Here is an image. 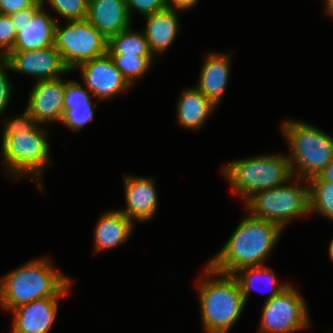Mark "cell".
Segmentation results:
<instances>
[{
	"label": "cell",
	"instance_id": "21",
	"mask_svg": "<svg viewBox=\"0 0 333 333\" xmlns=\"http://www.w3.org/2000/svg\"><path fill=\"white\" fill-rule=\"evenodd\" d=\"M232 275L239 284L245 303L247 302L248 295L250 294L249 291L254 289L257 280H262L265 285H270L271 294L267 297L266 301L277 296L289 285L288 283L277 284V280L275 279L272 269H268L265 265L240 268Z\"/></svg>",
	"mask_w": 333,
	"mask_h": 333
},
{
	"label": "cell",
	"instance_id": "23",
	"mask_svg": "<svg viewBox=\"0 0 333 333\" xmlns=\"http://www.w3.org/2000/svg\"><path fill=\"white\" fill-rule=\"evenodd\" d=\"M310 213L317 212L333 221V183L318 175L308 179Z\"/></svg>",
	"mask_w": 333,
	"mask_h": 333
},
{
	"label": "cell",
	"instance_id": "12",
	"mask_svg": "<svg viewBox=\"0 0 333 333\" xmlns=\"http://www.w3.org/2000/svg\"><path fill=\"white\" fill-rule=\"evenodd\" d=\"M77 68L82 73L85 87L100 100L111 99L131 87L108 54L85 61Z\"/></svg>",
	"mask_w": 333,
	"mask_h": 333
},
{
	"label": "cell",
	"instance_id": "29",
	"mask_svg": "<svg viewBox=\"0 0 333 333\" xmlns=\"http://www.w3.org/2000/svg\"><path fill=\"white\" fill-rule=\"evenodd\" d=\"M38 123L35 121L34 117L30 114L28 109L23 112L21 117L10 119L6 122L5 130L3 132V137H12L16 133L20 132H29L31 131Z\"/></svg>",
	"mask_w": 333,
	"mask_h": 333
},
{
	"label": "cell",
	"instance_id": "20",
	"mask_svg": "<svg viewBox=\"0 0 333 333\" xmlns=\"http://www.w3.org/2000/svg\"><path fill=\"white\" fill-rule=\"evenodd\" d=\"M216 105L207 99L196 87L188 88L177 101L176 115L181 126L199 129L207 120Z\"/></svg>",
	"mask_w": 333,
	"mask_h": 333
},
{
	"label": "cell",
	"instance_id": "36",
	"mask_svg": "<svg viewBox=\"0 0 333 333\" xmlns=\"http://www.w3.org/2000/svg\"><path fill=\"white\" fill-rule=\"evenodd\" d=\"M329 255H330L331 260L333 261V239L330 242Z\"/></svg>",
	"mask_w": 333,
	"mask_h": 333
},
{
	"label": "cell",
	"instance_id": "9",
	"mask_svg": "<svg viewBox=\"0 0 333 333\" xmlns=\"http://www.w3.org/2000/svg\"><path fill=\"white\" fill-rule=\"evenodd\" d=\"M261 314V333H292L309 324L304 298L291 284L265 301Z\"/></svg>",
	"mask_w": 333,
	"mask_h": 333
},
{
	"label": "cell",
	"instance_id": "16",
	"mask_svg": "<svg viewBox=\"0 0 333 333\" xmlns=\"http://www.w3.org/2000/svg\"><path fill=\"white\" fill-rule=\"evenodd\" d=\"M86 19L107 39L131 27L126 0H89Z\"/></svg>",
	"mask_w": 333,
	"mask_h": 333
},
{
	"label": "cell",
	"instance_id": "1",
	"mask_svg": "<svg viewBox=\"0 0 333 333\" xmlns=\"http://www.w3.org/2000/svg\"><path fill=\"white\" fill-rule=\"evenodd\" d=\"M281 232L277 224L248 214L207 264L224 274H233L248 266L264 265L265 258L276 245Z\"/></svg>",
	"mask_w": 333,
	"mask_h": 333
},
{
	"label": "cell",
	"instance_id": "15",
	"mask_svg": "<svg viewBox=\"0 0 333 333\" xmlns=\"http://www.w3.org/2000/svg\"><path fill=\"white\" fill-rule=\"evenodd\" d=\"M125 199L126 209L120 210L127 218L148 221L157 210V192L154 180L145 177L126 176Z\"/></svg>",
	"mask_w": 333,
	"mask_h": 333
},
{
	"label": "cell",
	"instance_id": "11",
	"mask_svg": "<svg viewBox=\"0 0 333 333\" xmlns=\"http://www.w3.org/2000/svg\"><path fill=\"white\" fill-rule=\"evenodd\" d=\"M3 60L10 71L30 74L38 78L37 81L57 79L61 74L71 72L54 45L39 50L10 52Z\"/></svg>",
	"mask_w": 333,
	"mask_h": 333
},
{
	"label": "cell",
	"instance_id": "27",
	"mask_svg": "<svg viewBox=\"0 0 333 333\" xmlns=\"http://www.w3.org/2000/svg\"><path fill=\"white\" fill-rule=\"evenodd\" d=\"M87 90L83 89V87L78 84L77 81H68L65 82V89H64V100H63V107L64 111L67 109H72L73 106H80L85 104H94L92 103V99L90 98Z\"/></svg>",
	"mask_w": 333,
	"mask_h": 333
},
{
	"label": "cell",
	"instance_id": "19",
	"mask_svg": "<svg viewBox=\"0 0 333 333\" xmlns=\"http://www.w3.org/2000/svg\"><path fill=\"white\" fill-rule=\"evenodd\" d=\"M133 223L120 210L105 212L95 226V251L108 250L124 243L132 233Z\"/></svg>",
	"mask_w": 333,
	"mask_h": 333
},
{
	"label": "cell",
	"instance_id": "35",
	"mask_svg": "<svg viewBox=\"0 0 333 333\" xmlns=\"http://www.w3.org/2000/svg\"><path fill=\"white\" fill-rule=\"evenodd\" d=\"M327 13L333 17V0H324Z\"/></svg>",
	"mask_w": 333,
	"mask_h": 333
},
{
	"label": "cell",
	"instance_id": "32",
	"mask_svg": "<svg viewBox=\"0 0 333 333\" xmlns=\"http://www.w3.org/2000/svg\"><path fill=\"white\" fill-rule=\"evenodd\" d=\"M37 4H43L42 0H0V14L12 15Z\"/></svg>",
	"mask_w": 333,
	"mask_h": 333
},
{
	"label": "cell",
	"instance_id": "14",
	"mask_svg": "<svg viewBox=\"0 0 333 333\" xmlns=\"http://www.w3.org/2000/svg\"><path fill=\"white\" fill-rule=\"evenodd\" d=\"M62 297L34 300L12 310V333H48L57 315L58 300Z\"/></svg>",
	"mask_w": 333,
	"mask_h": 333
},
{
	"label": "cell",
	"instance_id": "17",
	"mask_svg": "<svg viewBox=\"0 0 333 333\" xmlns=\"http://www.w3.org/2000/svg\"><path fill=\"white\" fill-rule=\"evenodd\" d=\"M206 56L196 88L217 106L229 80L230 55L209 53Z\"/></svg>",
	"mask_w": 333,
	"mask_h": 333
},
{
	"label": "cell",
	"instance_id": "13",
	"mask_svg": "<svg viewBox=\"0 0 333 333\" xmlns=\"http://www.w3.org/2000/svg\"><path fill=\"white\" fill-rule=\"evenodd\" d=\"M65 81L62 78L41 80L30 92L27 109L38 124L60 120L64 114Z\"/></svg>",
	"mask_w": 333,
	"mask_h": 333
},
{
	"label": "cell",
	"instance_id": "10",
	"mask_svg": "<svg viewBox=\"0 0 333 333\" xmlns=\"http://www.w3.org/2000/svg\"><path fill=\"white\" fill-rule=\"evenodd\" d=\"M43 6L37 4L10 15L17 32L11 52L39 50L54 45L57 21Z\"/></svg>",
	"mask_w": 333,
	"mask_h": 333
},
{
	"label": "cell",
	"instance_id": "4",
	"mask_svg": "<svg viewBox=\"0 0 333 333\" xmlns=\"http://www.w3.org/2000/svg\"><path fill=\"white\" fill-rule=\"evenodd\" d=\"M281 130L291 149L288 159L296 184L319 175L333 160V138L316 127L287 120Z\"/></svg>",
	"mask_w": 333,
	"mask_h": 333
},
{
	"label": "cell",
	"instance_id": "3",
	"mask_svg": "<svg viewBox=\"0 0 333 333\" xmlns=\"http://www.w3.org/2000/svg\"><path fill=\"white\" fill-rule=\"evenodd\" d=\"M204 270L208 277L198 286L203 327L206 333H229L246 304L242 291L232 274L218 272L209 264ZM214 275L217 278L210 279Z\"/></svg>",
	"mask_w": 333,
	"mask_h": 333
},
{
	"label": "cell",
	"instance_id": "18",
	"mask_svg": "<svg viewBox=\"0 0 333 333\" xmlns=\"http://www.w3.org/2000/svg\"><path fill=\"white\" fill-rule=\"evenodd\" d=\"M143 32L153 55L163 53L174 42L179 29L178 15L175 10L164 9L147 15Z\"/></svg>",
	"mask_w": 333,
	"mask_h": 333
},
{
	"label": "cell",
	"instance_id": "24",
	"mask_svg": "<svg viewBox=\"0 0 333 333\" xmlns=\"http://www.w3.org/2000/svg\"><path fill=\"white\" fill-rule=\"evenodd\" d=\"M116 68L132 86L135 80L143 76L153 62V56L109 55Z\"/></svg>",
	"mask_w": 333,
	"mask_h": 333
},
{
	"label": "cell",
	"instance_id": "30",
	"mask_svg": "<svg viewBox=\"0 0 333 333\" xmlns=\"http://www.w3.org/2000/svg\"><path fill=\"white\" fill-rule=\"evenodd\" d=\"M126 3L130 17L133 9L147 16L167 8L166 0H126Z\"/></svg>",
	"mask_w": 333,
	"mask_h": 333
},
{
	"label": "cell",
	"instance_id": "8",
	"mask_svg": "<svg viewBox=\"0 0 333 333\" xmlns=\"http://www.w3.org/2000/svg\"><path fill=\"white\" fill-rule=\"evenodd\" d=\"M107 45L108 39L87 19L68 20L63 29L56 24L54 46L70 71L85 61L106 55Z\"/></svg>",
	"mask_w": 333,
	"mask_h": 333
},
{
	"label": "cell",
	"instance_id": "25",
	"mask_svg": "<svg viewBox=\"0 0 333 333\" xmlns=\"http://www.w3.org/2000/svg\"><path fill=\"white\" fill-rule=\"evenodd\" d=\"M47 1L50 7L60 16L68 20L86 19L89 0H42L43 5Z\"/></svg>",
	"mask_w": 333,
	"mask_h": 333
},
{
	"label": "cell",
	"instance_id": "31",
	"mask_svg": "<svg viewBox=\"0 0 333 333\" xmlns=\"http://www.w3.org/2000/svg\"><path fill=\"white\" fill-rule=\"evenodd\" d=\"M6 69L10 70L9 65L3 59H0V116L6 111L5 109L10 102L11 92L13 91L9 78L5 73Z\"/></svg>",
	"mask_w": 333,
	"mask_h": 333
},
{
	"label": "cell",
	"instance_id": "7",
	"mask_svg": "<svg viewBox=\"0 0 333 333\" xmlns=\"http://www.w3.org/2000/svg\"><path fill=\"white\" fill-rule=\"evenodd\" d=\"M37 124L29 132L2 137V154L7 172L13 177H40L50 164L47 133Z\"/></svg>",
	"mask_w": 333,
	"mask_h": 333
},
{
	"label": "cell",
	"instance_id": "22",
	"mask_svg": "<svg viewBox=\"0 0 333 333\" xmlns=\"http://www.w3.org/2000/svg\"><path fill=\"white\" fill-rule=\"evenodd\" d=\"M107 54L154 56L144 34L134 32L130 27L108 39Z\"/></svg>",
	"mask_w": 333,
	"mask_h": 333
},
{
	"label": "cell",
	"instance_id": "5",
	"mask_svg": "<svg viewBox=\"0 0 333 333\" xmlns=\"http://www.w3.org/2000/svg\"><path fill=\"white\" fill-rule=\"evenodd\" d=\"M222 172L245 202L256 192L284 185L293 177L288 156L279 154L235 160Z\"/></svg>",
	"mask_w": 333,
	"mask_h": 333
},
{
	"label": "cell",
	"instance_id": "6",
	"mask_svg": "<svg viewBox=\"0 0 333 333\" xmlns=\"http://www.w3.org/2000/svg\"><path fill=\"white\" fill-rule=\"evenodd\" d=\"M304 181L305 187L286 183L256 192L245 202L249 214L275 223L282 230L292 218L310 214L309 182Z\"/></svg>",
	"mask_w": 333,
	"mask_h": 333
},
{
	"label": "cell",
	"instance_id": "28",
	"mask_svg": "<svg viewBox=\"0 0 333 333\" xmlns=\"http://www.w3.org/2000/svg\"><path fill=\"white\" fill-rule=\"evenodd\" d=\"M16 36L10 15L0 14V59H4L12 51Z\"/></svg>",
	"mask_w": 333,
	"mask_h": 333
},
{
	"label": "cell",
	"instance_id": "26",
	"mask_svg": "<svg viewBox=\"0 0 333 333\" xmlns=\"http://www.w3.org/2000/svg\"><path fill=\"white\" fill-rule=\"evenodd\" d=\"M93 104L73 106L64 111L62 123L71 130L78 131L94 118Z\"/></svg>",
	"mask_w": 333,
	"mask_h": 333
},
{
	"label": "cell",
	"instance_id": "2",
	"mask_svg": "<svg viewBox=\"0 0 333 333\" xmlns=\"http://www.w3.org/2000/svg\"><path fill=\"white\" fill-rule=\"evenodd\" d=\"M54 269L44 257L29 261L0 278L2 309L12 311L34 300L66 296L74 281Z\"/></svg>",
	"mask_w": 333,
	"mask_h": 333
},
{
	"label": "cell",
	"instance_id": "33",
	"mask_svg": "<svg viewBox=\"0 0 333 333\" xmlns=\"http://www.w3.org/2000/svg\"><path fill=\"white\" fill-rule=\"evenodd\" d=\"M198 0H166L167 9L178 10H188L194 6ZM175 8V9H174Z\"/></svg>",
	"mask_w": 333,
	"mask_h": 333
},
{
	"label": "cell",
	"instance_id": "34",
	"mask_svg": "<svg viewBox=\"0 0 333 333\" xmlns=\"http://www.w3.org/2000/svg\"><path fill=\"white\" fill-rule=\"evenodd\" d=\"M322 180L333 183V160L318 175Z\"/></svg>",
	"mask_w": 333,
	"mask_h": 333
}]
</instances>
